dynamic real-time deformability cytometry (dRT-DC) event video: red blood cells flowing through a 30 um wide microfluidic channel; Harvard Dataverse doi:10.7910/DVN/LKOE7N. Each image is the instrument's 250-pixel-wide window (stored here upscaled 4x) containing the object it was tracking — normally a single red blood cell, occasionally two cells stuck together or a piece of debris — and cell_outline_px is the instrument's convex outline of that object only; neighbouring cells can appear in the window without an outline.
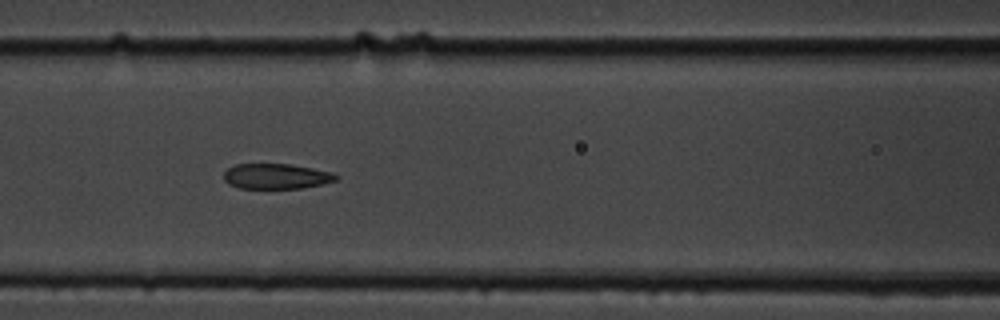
{"species": "common noctule bat (a hibernating species)", "species_latin": "Nyctalus noctula", "temperature_condition": "cold", "stored_images_in_passage": 36, "camera_frame_rate_fps": 3000, "um_per_image_px": 0.085, "animal": {"sex": "male", "body_mass_g": 19.5, "forearm_length_mm": 54.6}, "frame": {"image": 1, "passage_image": 10, "time_ms": 3.0, "image_size_px": [1000, 320], "cell_outline_px": [[340, 176], [336, 180], [320, 184], [300, 188], [240, 188], [228, 184], [224, 180], [224, 172], [228, 168], [236, 164], [292, 164], [332, 172]], "centroid_in_image_um": [23.47, 14.98], "position_along_channel_um": 143.1, "area_um2": 16.47}}
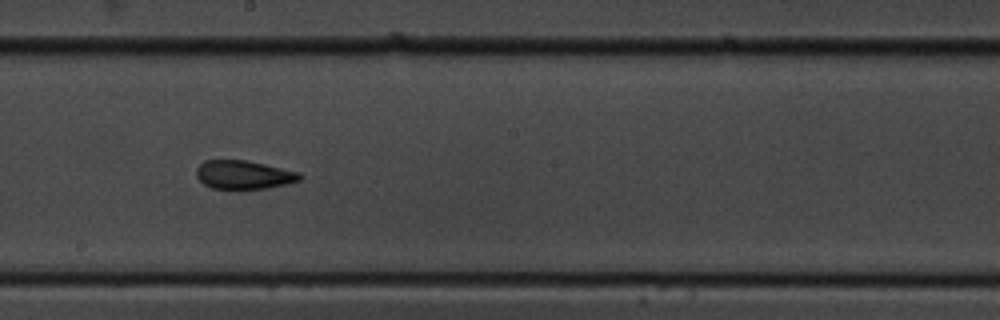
{"frame": {"image": 2, "passage_image": 17, "time_ms": 5.333, "image_size_px": [1000, 320], "cell_outline_px": [[304, 176], [300, 180], [268, 188], [212, 188], [204, 184], [196, 176], [196, 168], [204, 160], [248, 160], [300, 172]], "centroid_in_image_um": [20.73, 14.83], "position_along_channel_um": 227.5, "area_um2": 17.17}}
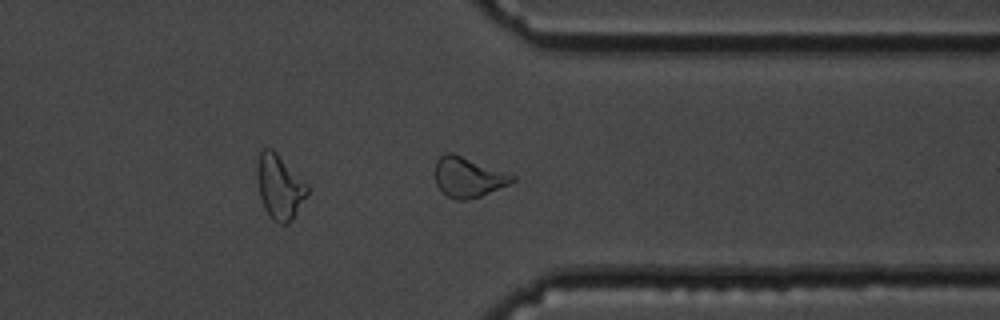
{"frame": {"image": 3, "passage_image": 29, "time_ms": 9.333, "image_size_px": [1000, 320], "cell_outline_px": [[516, 180], [508, 184], [480, 196], [468, 200], [456, 200], [448, 196], [436, 184], [436, 160], [444, 152], [452, 152], [516, 176]], "centroid_in_image_um": [39.78, 15.05], "position_along_channel_um": 371.6, "area_um2": 17.74}, "authors_computed_cell_mechanics": {"area_um2": 17.6001, "velocity_mm_per_s": 3.6294, "shape_relaxation_time_tau1_ms": null, "shape_relaxation_time_tau2_ms": 2.3519, "deformation_change_tau1": null, "deformation_change_tau2": 0.0748}}